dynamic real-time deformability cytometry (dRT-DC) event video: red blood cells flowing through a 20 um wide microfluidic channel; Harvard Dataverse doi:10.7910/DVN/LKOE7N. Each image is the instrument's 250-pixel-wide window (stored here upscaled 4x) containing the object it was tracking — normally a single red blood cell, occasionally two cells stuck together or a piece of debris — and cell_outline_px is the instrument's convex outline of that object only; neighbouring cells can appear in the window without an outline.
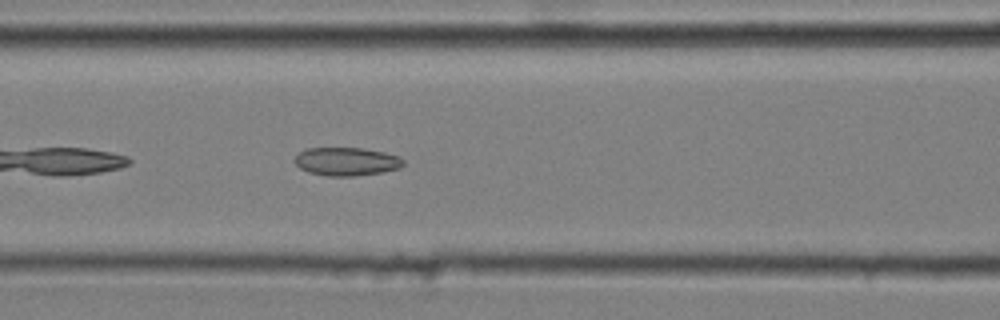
{"species": "common noctule bat (a hibernating species)", "species_latin": "Nyctalus noctula", "temperature_condition": "cold", "stored_images_in_passage": 38, "camera_frame_rate_fps": 3000, "um_per_image_px": 0.085, "animal": {"sex": "male", "body_mass_g": 20.4}, "frame": {"image": 1, "passage_image": 8, "time_ms": 2.333, "image_size_px": [1000, 320], "cell_outline_px": [[404, 164], [400, 168], [380, 172], [352, 176], [328, 176], [308, 172], [300, 168], [292, 160], [300, 152], [308, 148], [364, 148], [384, 152], [400, 156], [404, 160]], "centroid_in_image_um": [29.45, 13.72], "position_along_channel_um": 137.1, "area_um2": 17.92}}
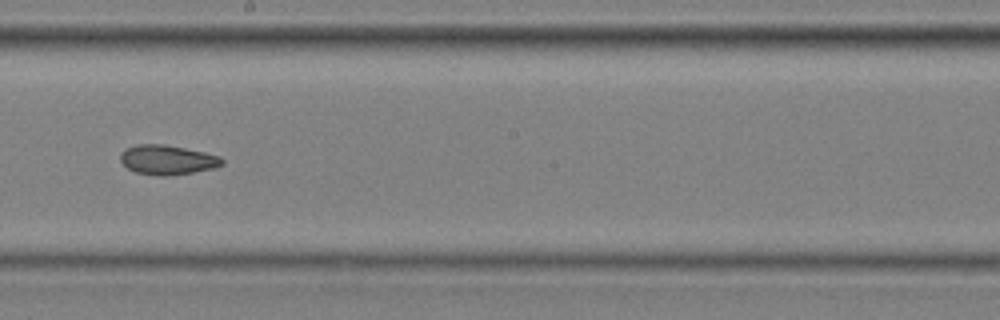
{"frame": {"image": 2, "passage_image": 16, "time_ms": 5.0, "image_size_px": [1000, 320], "cell_outline_px": [[224, 164], [212, 168], [192, 172], [168, 176], [160, 176], [136, 172], [128, 168], [120, 160], [120, 152], [124, 148], [136, 144], [164, 144], [204, 152], [220, 156], [224, 160]], "centroid_in_image_um": [14.2, 13.57], "position_along_channel_um": 234.0, "area_um2": 17.51}}
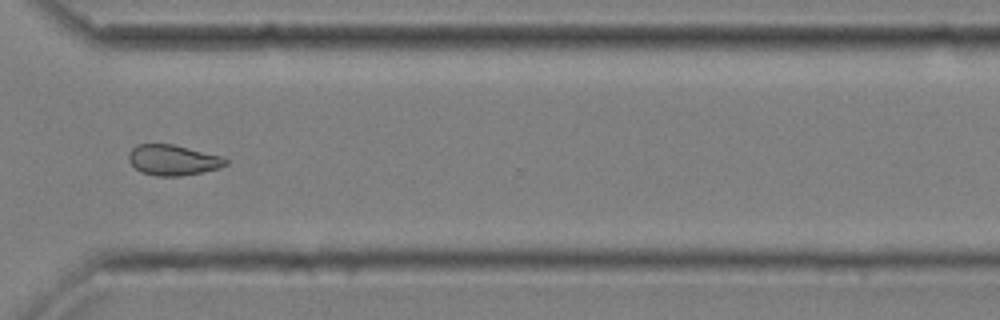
{"frame": {"image": 3, "passage_image": 26, "time_ms": 8.333, "image_size_px": [1000, 320], "cell_outline_px": [[228, 164], [220, 168], [180, 176], [156, 176], [140, 172], [128, 160], [128, 152], [136, 144], [172, 144], [224, 156], [228, 160]], "centroid_in_image_um": [14.71, 13.6], "position_along_channel_um": 355.9, "area_um2": 17.4}, "authors_computed_cell_mechanics": {"area_um2": 17.5712, "velocity_mm_per_s": 3.6382, "shape_relaxation_time_tau1_ms": 10.5041, "shape_relaxation_time_tau2_ms": 5.0001, "deformation_change_tau1": 0.1232, "deformation_change_tau2": 0.106}}